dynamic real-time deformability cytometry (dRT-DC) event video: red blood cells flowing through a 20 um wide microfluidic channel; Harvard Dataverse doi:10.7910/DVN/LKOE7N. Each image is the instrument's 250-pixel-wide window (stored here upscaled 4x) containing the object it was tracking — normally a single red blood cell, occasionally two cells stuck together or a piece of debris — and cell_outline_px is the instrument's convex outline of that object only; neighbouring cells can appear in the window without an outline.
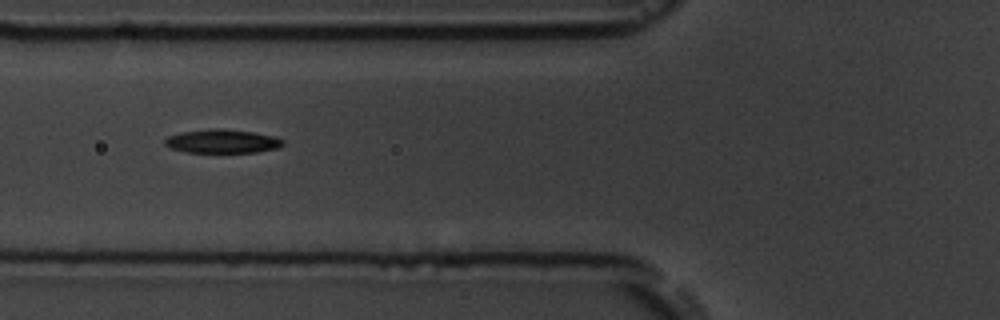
{"species": "common noctule bat (a hibernating species)", "species_latin": "Nyctalus noctula", "temperature_condition": "room temperature", "stored_images_in_passage": 5, "camera_frame_rate_fps": 3000, "um_per_image_px": 0.085, "animal": {"sex": "male", "body_mass_g": 19.5, "forearm_length_mm": 54.6}, "frame": {"image": 1, "passage_image": 3, "time_ms": 2.0, "image_size_px": [1000, 320], "cell_outline_px": [[284, 144], [280, 148], [256, 152], [184, 152], [168, 148], [164, 144], [164, 140], [168, 136], [180, 132], [208, 128], [224, 128], [252, 132], [276, 136], [284, 140]], "centroid_in_image_um": [18.88, 12.0], "position_along_channel_um": 106.9, "area_um2": 16.65}}
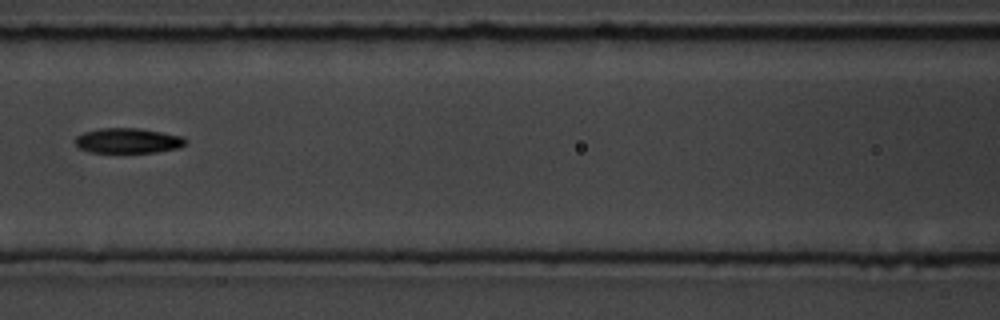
{"frame": {"image": 2, "passage_image": 4, "time_ms": 3.333, "image_size_px": [1000, 320], "cell_outline_px": [[188, 140], [180, 148], [156, 152], [92, 152], [80, 148], [72, 140], [76, 136], [84, 132], [100, 128], [140, 128], [184, 136]], "centroid_in_image_um": [10.89, 11.95], "position_along_channel_um": 155.7, "area_um2": 16.24}}
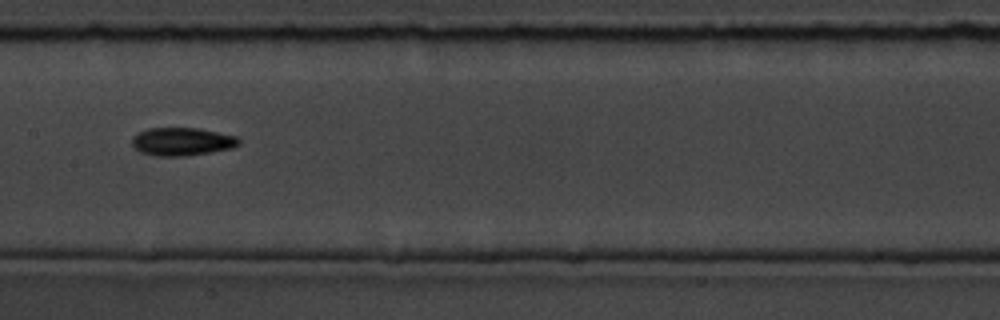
{"frame": {"image": 3, "passage_image": 5, "time_ms": 4.333, "image_size_px": [1000, 320], "cell_outline_px": [[240, 144], [232, 148], [184, 156], [156, 156], [140, 152], [132, 144], [132, 140], [140, 132], [148, 128], [200, 128], [236, 136], [240, 140]], "centroid_in_image_um": [15.5, 12.03], "position_along_channel_um": 191.9, "area_um2": 17.28}}